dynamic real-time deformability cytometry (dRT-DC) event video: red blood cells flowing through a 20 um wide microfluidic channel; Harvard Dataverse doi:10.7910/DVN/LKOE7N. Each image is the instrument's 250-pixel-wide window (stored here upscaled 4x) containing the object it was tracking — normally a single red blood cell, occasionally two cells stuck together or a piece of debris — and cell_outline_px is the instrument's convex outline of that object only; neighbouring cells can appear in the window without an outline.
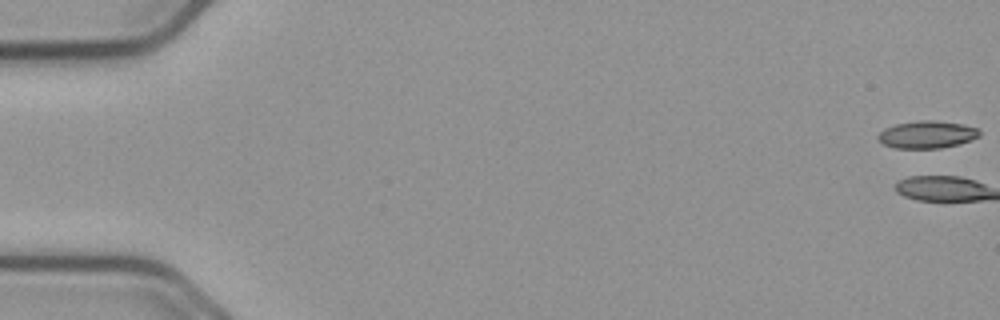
{"species": "common noctule bat (a hibernating species)", "species_latin": "Nyctalus noctula", "temperature_condition": "cold", "stored_images_in_passage": 12, "camera_frame_rate_fps": 3000, "um_per_image_px": 0.085, "animal": {"sex": "male", "body_mass_g": 23.1, "forearm_length_mm": 52.7}, "frame": {"image": 1, "passage_image": 1, "time_ms": 0.0, "image_size_px": [1000, 320], "cell_outline_px": [[980, 136], [960, 144], [940, 148], [896, 148], [884, 144], [876, 136], [884, 128], [896, 124], [920, 120], [932, 120], [964, 124], [976, 128], [980, 132]], "centroid_in_image_um": [78.8, 11.43], "position_along_channel_um": 6.2, "area_um2": 16.13}}